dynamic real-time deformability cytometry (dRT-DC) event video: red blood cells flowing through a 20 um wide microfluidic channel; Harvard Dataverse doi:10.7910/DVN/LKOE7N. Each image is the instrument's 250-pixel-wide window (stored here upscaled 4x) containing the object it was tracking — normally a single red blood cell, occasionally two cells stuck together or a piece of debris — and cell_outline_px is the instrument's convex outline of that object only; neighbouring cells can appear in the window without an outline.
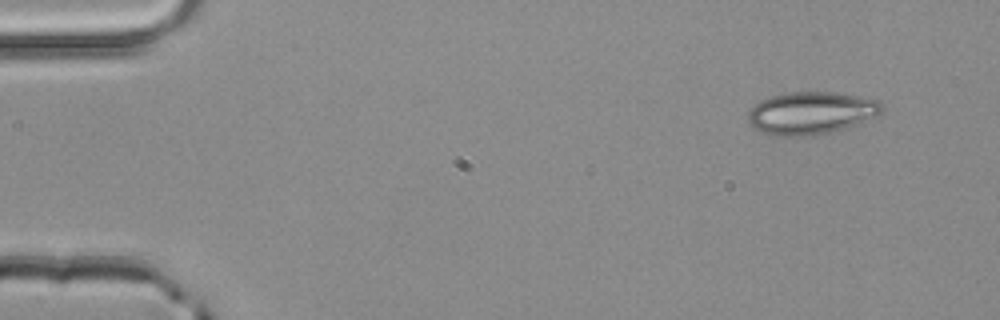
{"species": "common noctule bat (a hibernating species)", "species_latin": "Nyctalus noctula", "temperature_condition": "room temperature", "stored_images_in_passage": 3, "camera_frame_rate_fps": 3000, "um_per_image_px": 0.085, "animal": {"sex": "male", "body_mass_g": 20.4}, "frame": {"image": 1, "passage_image": 1, "time_ms": 0.0, "image_size_px": [1000, 320], "cell_outline_px": [[884, 112], [876, 116], [856, 124], [828, 132], [796, 136], [772, 136], [760, 132], [752, 128], [748, 124], [748, 112], [760, 100], [772, 96], [788, 92], [832, 92], [860, 96], [880, 100], [884, 104]], "centroid_in_image_um": [68.94, 9.59], "position_along_channel_um": 16.1, "area_um2": 33.23}}